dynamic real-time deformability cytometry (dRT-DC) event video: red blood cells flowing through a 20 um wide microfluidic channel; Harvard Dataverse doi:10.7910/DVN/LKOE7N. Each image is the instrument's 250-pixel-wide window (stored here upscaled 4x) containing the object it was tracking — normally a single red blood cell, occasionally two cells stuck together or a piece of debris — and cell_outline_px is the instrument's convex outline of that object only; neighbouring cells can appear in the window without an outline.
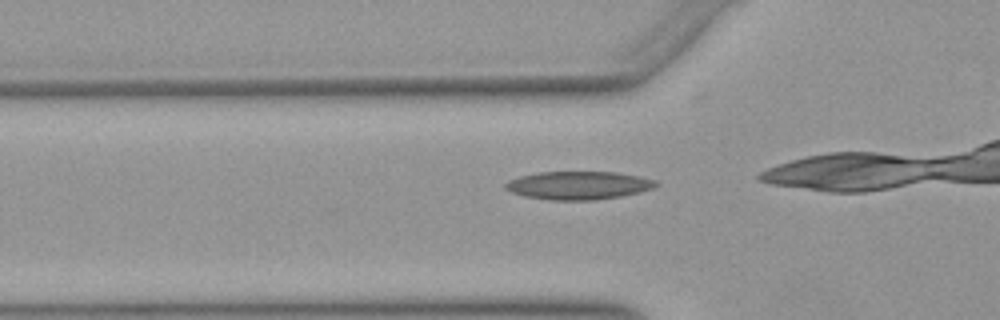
{"species": "Egyptian fruit bat (a non-hibernating species)", "species_latin": "Rousettus aegyptiacus", "temperature_condition": "warm", "stored_images_in_passage": 14, "camera_frame_rate_fps": 3000, "um_per_image_px": 0.085, "animal": {"sex": "female"}, "frame": {"image": 1, "passage_image": 10, "time_ms": 3.0, "image_size_px": [1000, 320], "cell_outline_px": [[660, 184], [656, 188], [640, 192], [620, 196], [596, 200], [548, 200], [524, 196], [512, 192], [504, 188], [504, 184], [508, 180], [520, 176], [536, 172], [616, 172], [640, 176], [656, 180]], "centroid_in_image_um": [49.19, 15.75], "position_along_channel_um": 76.6, "area_um2": 24.97}}
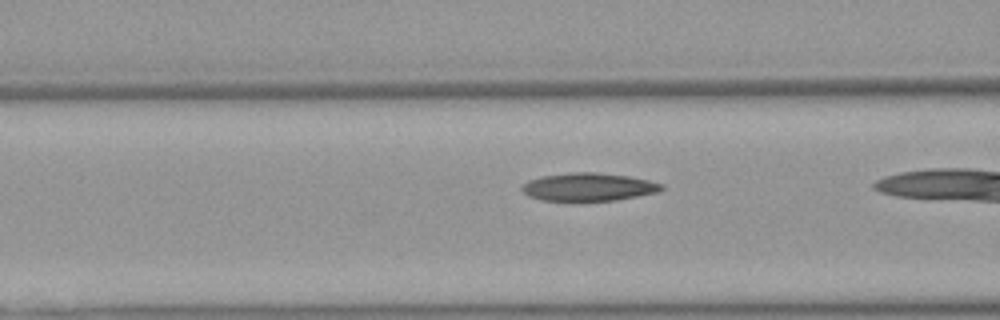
{"frame": {"image": 2, "passage_image": 13, "time_ms": 4.0, "image_size_px": [1000, 320], "cell_outline_px": [[664, 188], [660, 192], [616, 200], [572, 204], [540, 200], [528, 196], [520, 188], [528, 180], [540, 176], [572, 172], [596, 172], [628, 176], [648, 180], [664, 184]], "centroid_in_image_um": [49.99, 15.94], "position_along_channel_um": 116.6, "area_um2": 23.87}}